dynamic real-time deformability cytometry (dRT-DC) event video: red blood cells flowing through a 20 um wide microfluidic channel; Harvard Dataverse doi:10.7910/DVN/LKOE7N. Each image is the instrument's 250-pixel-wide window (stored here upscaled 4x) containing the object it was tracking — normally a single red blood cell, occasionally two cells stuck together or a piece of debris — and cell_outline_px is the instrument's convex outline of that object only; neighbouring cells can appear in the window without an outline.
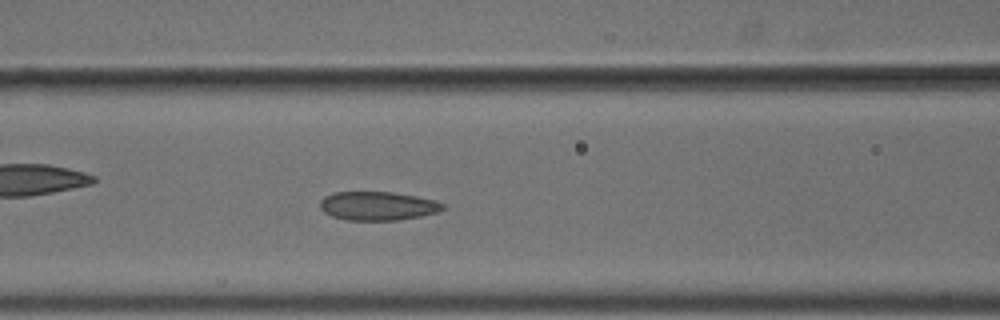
{"species": "common noctule bat (a hibernating species)", "species_latin": "Nyctalus noctula", "temperature_condition": "cold", "stored_images_in_passage": 43, "camera_frame_rate_fps": 3000, "um_per_image_px": 0.085, "animal": {"sex": "male", "body_mass_g": 18.8}, "frame": {"image": 1, "passage_image": 12, "time_ms": 3.667, "image_size_px": [1000, 320], "cell_outline_px": [[444, 208], [436, 212], [420, 216], [400, 220], [344, 220], [332, 216], [324, 212], [320, 208], [320, 200], [324, 196], [332, 192], [392, 192], [416, 196], [436, 200], [444, 204]], "centroid_in_image_um": [32.07, 17.5], "position_along_channel_um": 134.5, "area_um2": 20.63}}
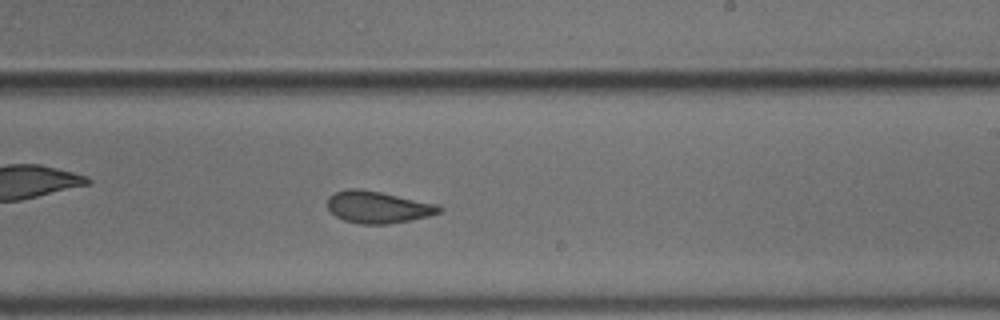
{"frame": {"image": 2, "passage_image": 22, "time_ms": 7.0, "image_size_px": [1000, 320], "cell_outline_px": [[444, 208], [440, 212], [428, 216], [388, 224], [360, 224], [344, 220], [336, 216], [328, 208], [328, 196], [336, 192], [348, 188], [360, 188], [440, 204]], "centroid_in_image_um": [32.14, 17.59], "position_along_channel_um": 256.9, "area_um2": 20.81}}
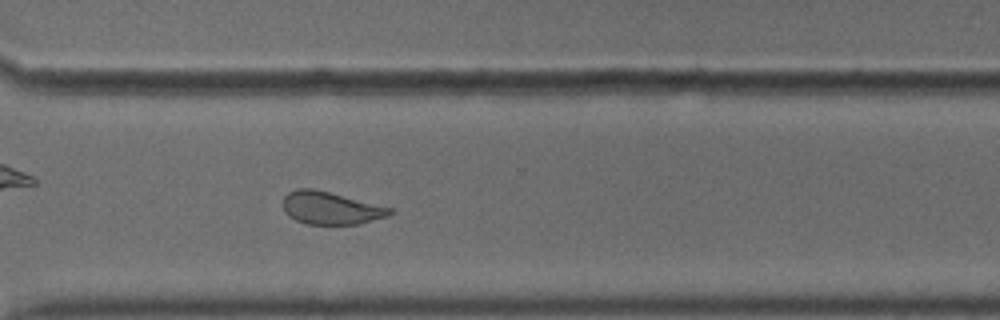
{"frame": {"image": 3, "passage_image": 29, "time_ms": 9.333, "image_size_px": [1000, 320], "cell_outline_px": [[392, 212], [388, 216], [360, 224], [304, 224], [288, 216], [284, 212], [284, 196], [288, 192], [300, 188], [312, 188], [392, 208]], "centroid_in_image_um": [28.08, 17.7], "position_along_channel_um": 342.5, "area_um2": 20.11}, "authors_computed_cell_mechanics": {"area_um2": 21.5594, "velocity_mm_per_s": 3.6749, "shape_relaxation_time_tau1_ms": 8.8408, "shape_relaxation_time_tau2_ms": 2.1759, "deformation_change_tau1": 0.1669, "deformation_change_tau2": 0.067}}